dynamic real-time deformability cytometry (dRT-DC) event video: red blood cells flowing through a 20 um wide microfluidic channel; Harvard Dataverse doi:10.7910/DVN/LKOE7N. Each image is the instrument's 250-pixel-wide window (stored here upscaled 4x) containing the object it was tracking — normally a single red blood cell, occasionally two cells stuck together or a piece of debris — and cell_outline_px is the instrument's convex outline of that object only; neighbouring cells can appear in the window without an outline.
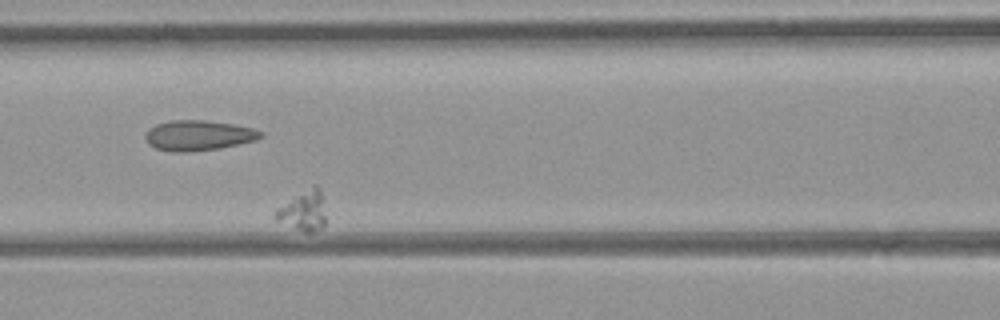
{"species": "common noctule bat (a hibernating species)", "species_latin": "Nyctalus noctula", "temperature_condition": "room temperature", "stored_images_in_passage": 32, "camera_frame_rate_fps": 3000, "um_per_image_px": 0.085, "animal": {"sex": "female", "body_mass_g": 21.9}, "frame": {"image": 1, "passage_image": 9, "time_ms": 2.667, "image_size_px": [1000, 320], "cell_outline_px": [[324, 228], [312, 232], [304, 232], [292, 228], [276, 220], [272, 216], [272, 212], [276, 208], [312, 184], [316, 184], [320, 188], [324, 216]], "centroid_in_image_um": [25.73, 17.92], "position_along_channel_um": 140.9, "area_um2": 11.91}}
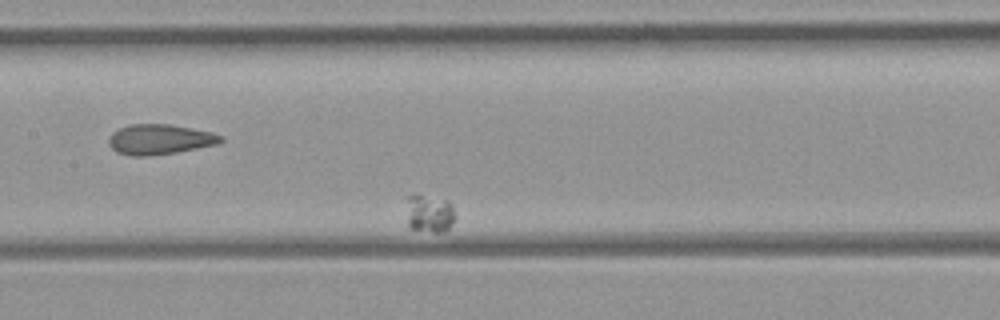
{"frame": {"image": 2, "passage_image": 12, "time_ms": 3.667, "image_size_px": [1000, 320], "cell_outline_px": [[456, 216], [448, 228], [444, 232], [432, 232], [408, 228], [404, 196], [420, 196], [448, 200], [452, 204]], "centroid_in_image_um": [36.46, 18.16], "position_along_channel_um": 170.9, "area_um2": 10.98}}